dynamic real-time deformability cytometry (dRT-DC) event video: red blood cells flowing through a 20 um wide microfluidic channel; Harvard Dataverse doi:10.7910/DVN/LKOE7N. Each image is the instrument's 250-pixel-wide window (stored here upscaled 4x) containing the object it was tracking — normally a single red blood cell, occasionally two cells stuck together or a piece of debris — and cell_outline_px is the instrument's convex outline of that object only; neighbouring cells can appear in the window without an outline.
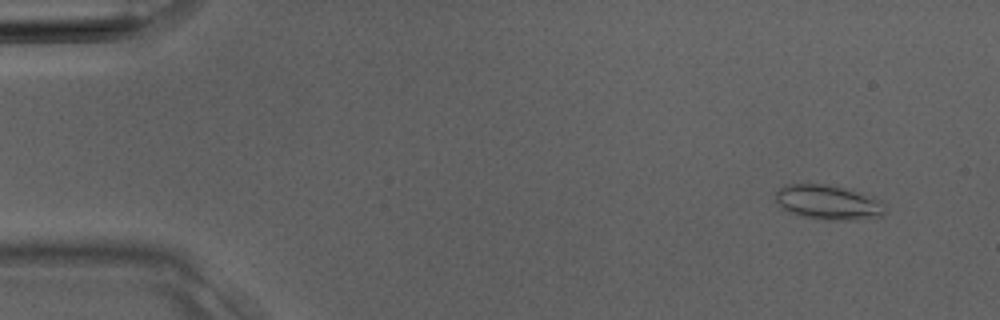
{"species": "Egyptian fruit bat (a non-hibernating species)", "species_latin": "Rousettus aegyptiacus", "temperature_condition": "room temperature", "stored_images_in_passage": 36, "camera_frame_rate_fps": 3000, "um_per_image_px": 0.085, "animal": {"sex": "male"}, "frame": {"image": 1, "passage_image": 3, "time_ms": 0.667, "image_size_px": [1000, 320], "cell_outline_px": [[884, 216], [856, 220], [824, 220], [800, 216], [788, 212], [776, 200], [776, 192], [784, 184], [824, 184], [852, 188], [884, 200]], "centroid_in_image_um": [70.47, 17.19], "position_along_channel_um": 14.5, "area_um2": 22.66}}
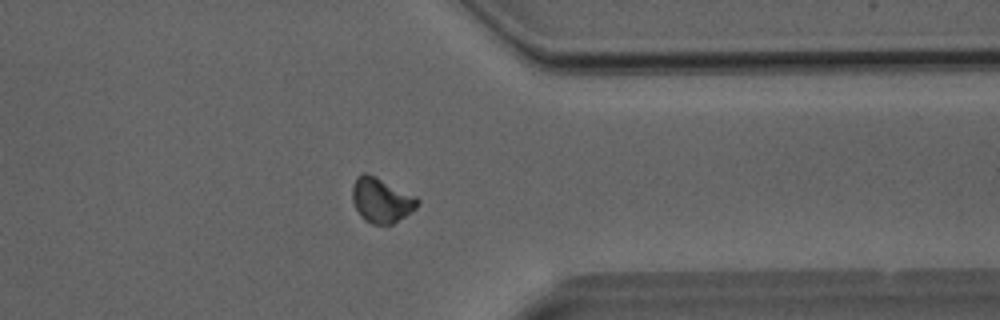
{"frame": {"image": 2, "passage_image": 29, "time_ms": 9.333, "image_size_px": [1000, 320], "cell_outline_px": [[420, 200], [416, 208], [392, 224], [372, 224], [364, 220], [356, 208], [352, 200], [352, 184], [356, 176], [364, 172], [416, 196]], "centroid_in_image_um": [32.39, 17.02], "position_along_channel_um": 379.0, "area_um2": 16.7}}
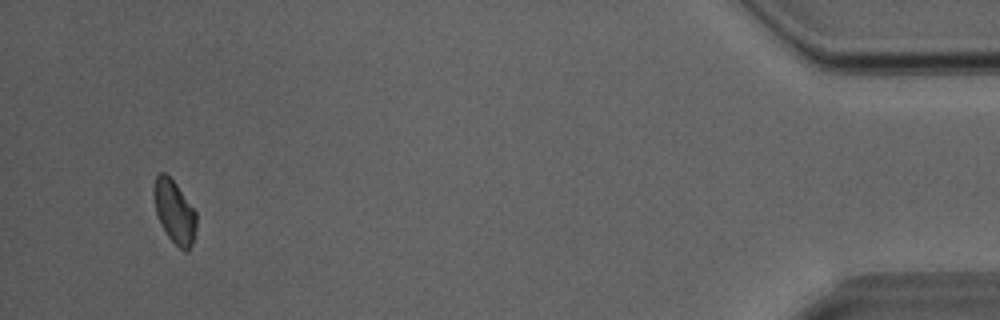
{"frame": {"image": 3, "passage_image": 35, "time_ms": 11.333, "image_size_px": [1000, 320], "cell_outline_px": [[196, 232], [192, 244], [188, 252], [184, 252], [168, 236], [160, 224], [156, 212], [152, 196], [152, 188], [156, 176], [160, 172], [164, 172], [176, 184], [196, 212]], "centroid_in_image_um": [14.81, 18.01], "position_along_channel_um": 420.4, "area_um2": 15.72}}